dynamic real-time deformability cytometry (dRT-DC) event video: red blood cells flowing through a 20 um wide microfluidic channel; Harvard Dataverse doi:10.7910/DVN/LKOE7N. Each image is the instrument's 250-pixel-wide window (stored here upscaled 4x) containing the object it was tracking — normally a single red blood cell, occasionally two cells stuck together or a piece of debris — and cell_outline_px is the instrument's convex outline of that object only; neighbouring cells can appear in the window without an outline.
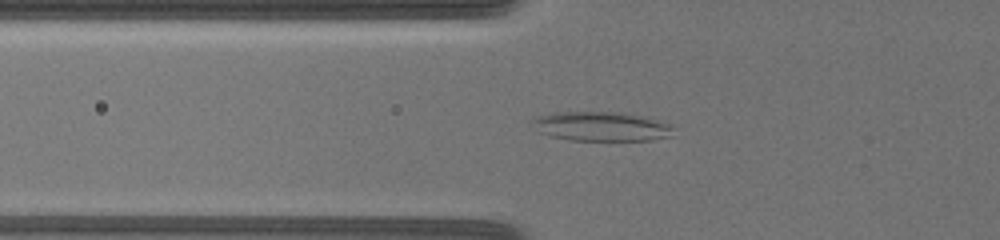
{"species": "common noctule bat (a hibernating species)", "species_latin": "Nyctalus noctula", "temperature_condition": "warm", "stored_images_in_passage": 34, "camera_frame_rate_fps": 3000, "um_per_image_px": 0.085, "animal": {"sex": "female", "body_mass_g": 19.5, "forearm_length_mm": 54.1}, "frame": {"image": 1, "passage_image": 16, "time_ms": 8.333, "image_size_px": [1000, 240], "cell_outline_px": [[672, 128], [668, 136], [652, 140], [572, 140], [548, 136], [536, 132], [532, 120], [536, 116], [556, 112], [620, 112], [640, 116], [656, 120], [668, 124]], "centroid_in_image_um": [51.0, 10.74], "position_along_channel_um": 74.8, "area_um2": 23.87}}
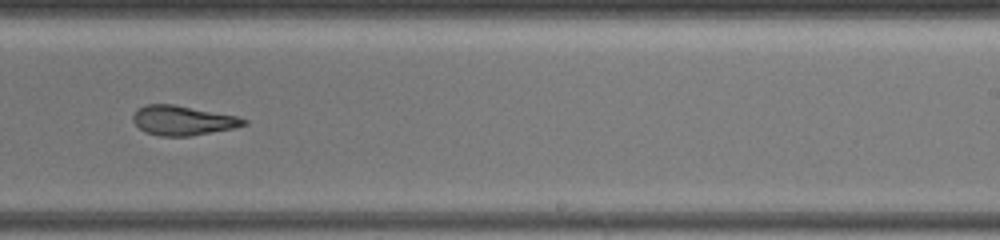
{"frame": {"image": 2, "passage_image": 24, "time_ms": 14.0, "image_size_px": [1000, 240], "cell_outline_px": [[248, 124], [236, 128], [188, 136], [160, 136], [144, 132], [132, 120], [132, 116], [136, 108], [144, 104], [172, 104], [236, 116], [248, 120]], "centroid_in_image_um": [15.51, 10.24], "position_along_channel_um": 273.5, "area_um2": 19.13}}
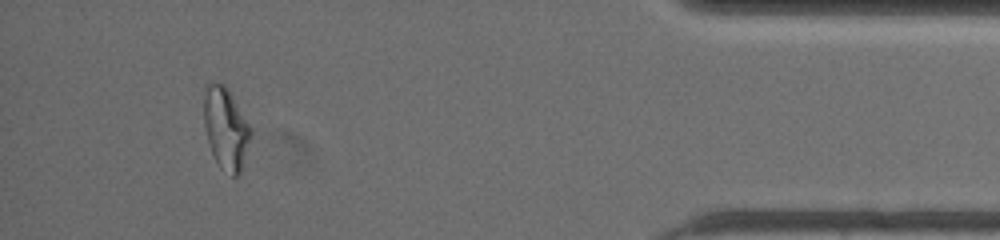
{"frame": {"image": 3, "passage_image": 32, "time_ms": 19.333, "image_size_px": [1000, 240], "cell_outline_px": [[252, 136], [240, 176], [232, 176], [220, 168], [212, 152], [208, 140], [204, 124], [204, 84], [216, 80], [224, 84], [228, 88], [248, 124], [252, 132]], "centroid_in_image_um": [19.19, 10.9], "position_along_channel_um": 416.0, "area_um2": 22.54}, "authors_computed_cell_mechanics": {"area_um2": 23.2067, "velocity_mm_per_s": 3.5454, "shape_relaxation_time_tau1_ms": null, "shape_relaxation_time_tau2_ms": 2.6003, "deformation_change_tau1": null, "deformation_change_tau2": 0.1189}}